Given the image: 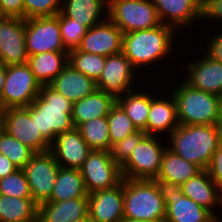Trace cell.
<instances>
[{"label": "cell", "mask_w": 222, "mask_h": 222, "mask_svg": "<svg viewBox=\"0 0 222 222\" xmlns=\"http://www.w3.org/2000/svg\"><path fill=\"white\" fill-rule=\"evenodd\" d=\"M176 33L178 34L172 27L165 24L151 29L125 33L123 34L122 53L137 71L141 69L139 73L145 75L146 71L142 72V68L146 70L152 64L153 66L156 64L159 65L158 63L161 60H163L162 62L167 61V64H171L168 63V57L172 58L176 54L174 46L177 42L175 40L178 39L177 37H180L175 36ZM174 51L175 53L173 54Z\"/></svg>", "instance_id": "obj_1"}, {"label": "cell", "mask_w": 222, "mask_h": 222, "mask_svg": "<svg viewBox=\"0 0 222 222\" xmlns=\"http://www.w3.org/2000/svg\"><path fill=\"white\" fill-rule=\"evenodd\" d=\"M167 147L201 170H207L212 156L222 143L215 125H179L167 137Z\"/></svg>", "instance_id": "obj_2"}, {"label": "cell", "mask_w": 222, "mask_h": 222, "mask_svg": "<svg viewBox=\"0 0 222 222\" xmlns=\"http://www.w3.org/2000/svg\"><path fill=\"white\" fill-rule=\"evenodd\" d=\"M72 107L73 103L50 85H42L29 105V113L43 137L52 144L57 135L75 128Z\"/></svg>", "instance_id": "obj_3"}, {"label": "cell", "mask_w": 222, "mask_h": 222, "mask_svg": "<svg viewBox=\"0 0 222 222\" xmlns=\"http://www.w3.org/2000/svg\"><path fill=\"white\" fill-rule=\"evenodd\" d=\"M175 84L167 90L174 97L179 125H216L220 96L193 88L184 80Z\"/></svg>", "instance_id": "obj_4"}, {"label": "cell", "mask_w": 222, "mask_h": 222, "mask_svg": "<svg viewBox=\"0 0 222 222\" xmlns=\"http://www.w3.org/2000/svg\"><path fill=\"white\" fill-rule=\"evenodd\" d=\"M124 219L165 221L166 205L154 180L124 178Z\"/></svg>", "instance_id": "obj_5"}, {"label": "cell", "mask_w": 222, "mask_h": 222, "mask_svg": "<svg viewBox=\"0 0 222 222\" xmlns=\"http://www.w3.org/2000/svg\"><path fill=\"white\" fill-rule=\"evenodd\" d=\"M108 18L123 34L162 24L151 0H108Z\"/></svg>", "instance_id": "obj_6"}, {"label": "cell", "mask_w": 222, "mask_h": 222, "mask_svg": "<svg viewBox=\"0 0 222 222\" xmlns=\"http://www.w3.org/2000/svg\"><path fill=\"white\" fill-rule=\"evenodd\" d=\"M159 136L145 135L134 148L128 161L121 167L125 179H155L161 169L167 148Z\"/></svg>", "instance_id": "obj_7"}, {"label": "cell", "mask_w": 222, "mask_h": 222, "mask_svg": "<svg viewBox=\"0 0 222 222\" xmlns=\"http://www.w3.org/2000/svg\"><path fill=\"white\" fill-rule=\"evenodd\" d=\"M166 205L164 222H216L207 209L185 196L177 183L154 180Z\"/></svg>", "instance_id": "obj_8"}, {"label": "cell", "mask_w": 222, "mask_h": 222, "mask_svg": "<svg viewBox=\"0 0 222 222\" xmlns=\"http://www.w3.org/2000/svg\"><path fill=\"white\" fill-rule=\"evenodd\" d=\"M41 85L27 63L6 66L0 110L27 107L38 96Z\"/></svg>", "instance_id": "obj_9"}, {"label": "cell", "mask_w": 222, "mask_h": 222, "mask_svg": "<svg viewBox=\"0 0 222 222\" xmlns=\"http://www.w3.org/2000/svg\"><path fill=\"white\" fill-rule=\"evenodd\" d=\"M79 170L88 194L113 188L123 181L121 167L110 151L91 150Z\"/></svg>", "instance_id": "obj_10"}, {"label": "cell", "mask_w": 222, "mask_h": 222, "mask_svg": "<svg viewBox=\"0 0 222 222\" xmlns=\"http://www.w3.org/2000/svg\"><path fill=\"white\" fill-rule=\"evenodd\" d=\"M25 44L28 56L44 52H68L62 43L57 15L25 19Z\"/></svg>", "instance_id": "obj_11"}, {"label": "cell", "mask_w": 222, "mask_h": 222, "mask_svg": "<svg viewBox=\"0 0 222 222\" xmlns=\"http://www.w3.org/2000/svg\"><path fill=\"white\" fill-rule=\"evenodd\" d=\"M60 165L51 151L35 153L26 163L25 172L32 199L39 205L47 202L53 193V186Z\"/></svg>", "instance_id": "obj_12"}, {"label": "cell", "mask_w": 222, "mask_h": 222, "mask_svg": "<svg viewBox=\"0 0 222 222\" xmlns=\"http://www.w3.org/2000/svg\"><path fill=\"white\" fill-rule=\"evenodd\" d=\"M136 76H140L137 69L122 52L107 56L102 74L96 82V88L117 100L126 92L137 88L136 85L139 84L136 82L138 79Z\"/></svg>", "instance_id": "obj_13"}, {"label": "cell", "mask_w": 222, "mask_h": 222, "mask_svg": "<svg viewBox=\"0 0 222 222\" xmlns=\"http://www.w3.org/2000/svg\"><path fill=\"white\" fill-rule=\"evenodd\" d=\"M3 129L35 153L51 150V144L43 137L31 118L29 106L10 107L2 110Z\"/></svg>", "instance_id": "obj_14"}, {"label": "cell", "mask_w": 222, "mask_h": 222, "mask_svg": "<svg viewBox=\"0 0 222 222\" xmlns=\"http://www.w3.org/2000/svg\"><path fill=\"white\" fill-rule=\"evenodd\" d=\"M25 19L6 17L0 20V62L6 66L25 64Z\"/></svg>", "instance_id": "obj_15"}, {"label": "cell", "mask_w": 222, "mask_h": 222, "mask_svg": "<svg viewBox=\"0 0 222 222\" xmlns=\"http://www.w3.org/2000/svg\"><path fill=\"white\" fill-rule=\"evenodd\" d=\"M204 54V55H203ZM197 56L194 62L186 63L187 73L183 80L193 88L222 96V63L210 57L206 52Z\"/></svg>", "instance_id": "obj_16"}, {"label": "cell", "mask_w": 222, "mask_h": 222, "mask_svg": "<svg viewBox=\"0 0 222 222\" xmlns=\"http://www.w3.org/2000/svg\"><path fill=\"white\" fill-rule=\"evenodd\" d=\"M122 45L123 32L107 18L87 30L77 49L107 57L121 53Z\"/></svg>", "instance_id": "obj_17"}, {"label": "cell", "mask_w": 222, "mask_h": 222, "mask_svg": "<svg viewBox=\"0 0 222 222\" xmlns=\"http://www.w3.org/2000/svg\"><path fill=\"white\" fill-rule=\"evenodd\" d=\"M156 7L162 24L180 29L195 27L202 18V0H151ZM197 20V21H196ZM194 23V24H193Z\"/></svg>", "instance_id": "obj_18"}, {"label": "cell", "mask_w": 222, "mask_h": 222, "mask_svg": "<svg viewBox=\"0 0 222 222\" xmlns=\"http://www.w3.org/2000/svg\"><path fill=\"white\" fill-rule=\"evenodd\" d=\"M124 178L110 189L88 194V215L94 222H122L124 219Z\"/></svg>", "instance_id": "obj_19"}, {"label": "cell", "mask_w": 222, "mask_h": 222, "mask_svg": "<svg viewBox=\"0 0 222 222\" xmlns=\"http://www.w3.org/2000/svg\"><path fill=\"white\" fill-rule=\"evenodd\" d=\"M152 91L151 89L146 135L159 136L165 141L164 139H167L171 132L179 126L176 103L171 93L162 98L159 92H156L155 95V93L151 94Z\"/></svg>", "instance_id": "obj_20"}, {"label": "cell", "mask_w": 222, "mask_h": 222, "mask_svg": "<svg viewBox=\"0 0 222 222\" xmlns=\"http://www.w3.org/2000/svg\"><path fill=\"white\" fill-rule=\"evenodd\" d=\"M56 162L63 168L80 169L91 149L77 128L56 136L51 150Z\"/></svg>", "instance_id": "obj_21"}, {"label": "cell", "mask_w": 222, "mask_h": 222, "mask_svg": "<svg viewBox=\"0 0 222 222\" xmlns=\"http://www.w3.org/2000/svg\"><path fill=\"white\" fill-rule=\"evenodd\" d=\"M180 188L185 196L210 211L217 219L222 217L218 216L217 211L215 212L218 208L222 209V194L207 170H202L183 183Z\"/></svg>", "instance_id": "obj_22"}, {"label": "cell", "mask_w": 222, "mask_h": 222, "mask_svg": "<svg viewBox=\"0 0 222 222\" xmlns=\"http://www.w3.org/2000/svg\"><path fill=\"white\" fill-rule=\"evenodd\" d=\"M88 215V196L38 205V222H75Z\"/></svg>", "instance_id": "obj_23"}, {"label": "cell", "mask_w": 222, "mask_h": 222, "mask_svg": "<svg viewBox=\"0 0 222 222\" xmlns=\"http://www.w3.org/2000/svg\"><path fill=\"white\" fill-rule=\"evenodd\" d=\"M49 85L72 103L79 101L97 89L96 83L92 79L76 70L70 63Z\"/></svg>", "instance_id": "obj_24"}, {"label": "cell", "mask_w": 222, "mask_h": 222, "mask_svg": "<svg viewBox=\"0 0 222 222\" xmlns=\"http://www.w3.org/2000/svg\"><path fill=\"white\" fill-rule=\"evenodd\" d=\"M60 11L89 29L108 18V0H62Z\"/></svg>", "instance_id": "obj_25"}, {"label": "cell", "mask_w": 222, "mask_h": 222, "mask_svg": "<svg viewBox=\"0 0 222 222\" xmlns=\"http://www.w3.org/2000/svg\"><path fill=\"white\" fill-rule=\"evenodd\" d=\"M117 100L100 89L73 103L72 121L77 128L80 124L100 117H107Z\"/></svg>", "instance_id": "obj_26"}, {"label": "cell", "mask_w": 222, "mask_h": 222, "mask_svg": "<svg viewBox=\"0 0 222 222\" xmlns=\"http://www.w3.org/2000/svg\"><path fill=\"white\" fill-rule=\"evenodd\" d=\"M69 62V52H44L28 56L27 64L40 85H49Z\"/></svg>", "instance_id": "obj_27"}, {"label": "cell", "mask_w": 222, "mask_h": 222, "mask_svg": "<svg viewBox=\"0 0 222 222\" xmlns=\"http://www.w3.org/2000/svg\"><path fill=\"white\" fill-rule=\"evenodd\" d=\"M201 171L196 164L188 162L167 147L163 153L160 172L153 180H165L181 186Z\"/></svg>", "instance_id": "obj_28"}, {"label": "cell", "mask_w": 222, "mask_h": 222, "mask_svg": "<svg viewBox=\"0 0 222 222\" xmlns=\"http://www.w3.org/2000/svg\"><path fill=\"white\" fill-rule=\"evenodd\" d=\"M86 196H88V192L80 170L60 167L53 186V193L47 202H59Z\"/></svg>", "instance_id": "obj_29"}, {"label": "cell", "mask_w": 222, "mask_h": 222, "mask_svg": "<svg viewBox=\"0 0 222 222\" xmlns=\"http://www.w3.org/2000/svg\"><path fill=\"white\" fill-rule=\"evenodd\" d=\"M0 222H38V204L32 198L0 195Z\"/></svg>", "instance_id": "obj_30"}, {"label": "cell", "mask_w": 222, "mask_h": 222, "mask_svg": "<svg viewBox=\"0 0 222 222\" xmlns=\"http://www.w3.org/2000/svg\"><path fill=\"white\" fill-rule=\"evenodd\" d=\"M137 86L117 99V103L124 109L137 130L146 133V124L150 109V93Z\"/></svg>", "instance_id": "obj_31"}, {"label": "cell", "mask_w": 222, "mask_h": 222, "mask_svg": "<svg viewBox=\"0 0 222 222\" xmlns=\"http://www.w3.org/2000/svg\"><path fill=\"white\" fill-rule=\"evenodd\" d=\"M77 129L91 150H111L107 117L86 121Z\"/></svg>", "instance_id": "obj_32"}, {"label": "cell", "mask_w": 222, "mask_h": 222, "mask_svg": "<svg viewBox=\"0 0 222 222\" xmlns=\"http://www.w3.org/2000/svg\"><path fill=\"white\" fill-rule=\"evenodd\" d=\"M106 57L74 49L69 51V62L76 70L85 74L95 83L102 74Z\"/></svg>", "instance_id": "obj_33"}, {"label": "cell", "mask_w": 222, "mask_h": 222, "mask_svg": "<svg viewBox=\"0 0 222 222\" xmlns=\"http://www.w3.org/2000/svg\"><path fill=\"white\" fill-rule=\"evenodd\" d=\"M0 153L5 155L18 169H23L35 154L33 150L22 144L4 129L0 131Z\"/></svg>", "instance_id": "obj_34"}, {"label": "cell", "mask_w": 222, "mask_h": 222, "mask_svg": "<svg viewBox=\"0 0 222 222\" xmlns=\"http://www.w3.org/2000/svg\"><path fill=\"white\" fill-rule=\"evenodd\" d=\"M111 147L126 136L138 131L124 109L116 102L107 115Z\"/></svg>", "instance_id": "obj_35"}, {"label": "cell", "mask_w": 222, "mask_h": 222, "mask_svg": "<svg viewBox=\"0 0 222 222\" xmlns=\"http://www.w3.org/2000/svg\"><path fill=\"white\" fill-rule=\"evenodd\" d=\"M57 16L59 17L60 34L63 46L68 52L77 49L88 29L84 25L76 22V20L65 16L61 11Z\"/></svg>", "instance_id": "obj_36"}, {"label": "cell", "mask_w": 222, "mask_h": 222, "mask_svg": "<svg viewBox=\"0 0 222 222\" xmlns=\"http://www.w3.org/2000/svg\"><path fill=\"white\" fill-rule=\"evenodd\" d=\"M0 195L32 198L29 184L23 169L0 178Z\"/></svg>", "instance_id": "obj_37"}, {"label": "cell", "mask_w": 222, "mask_h": 222, "mask_svg": "<svg viewBox=\"0 0 222 222\" xmlns=\"http://www.w3.org/2000/svg\"><path fill=\"white\" fill-rule=\"evenodd\" d=\"M145 135L144 131L138 130L113 144L110 150L113 160L122 167L130 158L136 145Z\"/></svg>", "instance_id": "obj_38"}, {"label": "cell", "mask_w": 222, "mask_h": 222, "mask_svg": "<svg viewBox=\"0 0 222 222\" xmlns=\"http://www.w3.org/2000/svg\"><path fill=\"white\" fill-rule=\"evenodd\" d=\"M61 5L62 0H24V19L56 16Z\"/></svg>", "instance_id": "obj_39"}, {"label": "cell", "mask_w": 222, "mask_h": 222, "mask_svg": "<svg viewBox=\"0 0 222 222\" xmlns=\"http://www.w3.org/2000/svg\"><path fill=\"white\" fill-rule=\"evenodd\" d=\"M207 171L222 194V143L213 154Z\"/></svg>", "instance_id": "obj_40"}, {"label": "cell", "mask_w": 222, "mask_h": 222, "mask_svg": "<svg viewBox=\"0 0 222 222\" xmlns=\"http://www.w3.org/2000/svg\"><path fill=\"white\" fill-rule=\"evenodd\" d=\"M210 33V36H208L210 38L206 40L208 42L202 40L206 45V49L203 47L202 51L206 52L210 57L222 63V31L215 32L216 35H212V32Z\"/></svg>", "instance_id": "obj_41"}, {"label": "cell", "mask_w": 222, "mask_h": 222, "mask_svg": "<svg viewBox=\"0 0 222 222\" xmlns=\"http://www.w3.org/2000/svg\"><path fill=\"white\" fill-rule=\"evenodd\" d=\"M6 17L24 19V0H0Z\"/></svg>", "instance_id": "obj_42"}, {"label": "cell", "mask_w": 222, "mask_h": 222, "mask_svg": "<svg viewBox=\"0 0 222 222\" xmlns=\"http://www.w3.org/2000/svg\"><path fill=\"white\" fill-rule=\"evenodd\" d=\"M18 168L2 153H0V178L15 172Z\"/></svg>", "instance_id": "obj_43"}, {"label": "cell", "mask_w": 222, "mask_h": 222, "mask_svg": "<svg viewBox=\"0 0 222 222\" xmlns=\"http://www.w3.org/2000/svg\"><path fill=\"white\" fill-rule=\"evenodd\" d=\"M215 126L222 136V96L220 97V101L218 105V113H217V120H216Z\"/></svg>", "instance_id": "obj_44"}, {"label": "cell", "mask_w": 222, "mask_h": 222, "mask_svg": "<svg viewBox=\"0 0 222 222\" xmlns=\"http://www.w3.org/2000/svg\"><path fill=\"white\" fill-rule=\"evenodd\" d=\"M6 65L0 62V98L2 96L3 86L5 83Z\"/></svg>", "instance_id": "obj_45"}, {"label": "cell", "mask_w": 222, "mask_h": 222, "mask_svg": "<svg viewBox=\"0 0 222 222\" xmlns=\"http://www.w3.org/2000/svg\"><path fill=\"white\" fill-rule=\"evenodd\" d=\"M122 222H164V221H146L140 219H123Z\"/></svg>", "instance_id": "obj_46"}, {"label": "cell", "mask_w": 222, "mask_h": 222, "mask_svg": "<svg viewBox=\"0 0 222 222\" xmlns=\"http://www.w3.org/2000/svg\"><path fill=\"white\" fill-rule=\"evenodd\" d=\"M75 222H94V220L89 215H87L86 217L76 220Z\"/></svg>", "instance_id": "obj_47"}, {"label": "cell", "mask_w": 222, "mask_h": 222, "mask_svg": "<svg viewBox=\"0 0 222 222\" xmlns=\"http://www.w3.org/2000/svg\"><path fill=\"white\" fill-rule=\"evenodd\" d=\"M3 129V116H2V110H0V131Z\"/></svg>", "instance_id": "obj_48"}, {"label": "cell", "mask_w": 222, "mask_h": 222, "mask_svg": "<svg viewBox=\"0 0 222 222\" xmlns=\"http://www.w3.org/2000/svg\"><path fill=\"white\" fill-rule=\"evenodd\" d=\"M5 18H6V15L4 14L1 4H0V20L5 19Z\"/></svg>", "instance_id": "obj_49"}, {"label": "cell", "mask_w": 222, "mask_h": 222, "mask_svg": "<svg viewBox=\"0 0 222 222\" xmlns=\"http://www.w3.org/2000/svg\"><path fill=\"white\" fill-rule=\"evenodd\" d=\"M216 222H222V218L217 219Z\"/></svg>", "instance_id": "obj_50"}]
</instances>
